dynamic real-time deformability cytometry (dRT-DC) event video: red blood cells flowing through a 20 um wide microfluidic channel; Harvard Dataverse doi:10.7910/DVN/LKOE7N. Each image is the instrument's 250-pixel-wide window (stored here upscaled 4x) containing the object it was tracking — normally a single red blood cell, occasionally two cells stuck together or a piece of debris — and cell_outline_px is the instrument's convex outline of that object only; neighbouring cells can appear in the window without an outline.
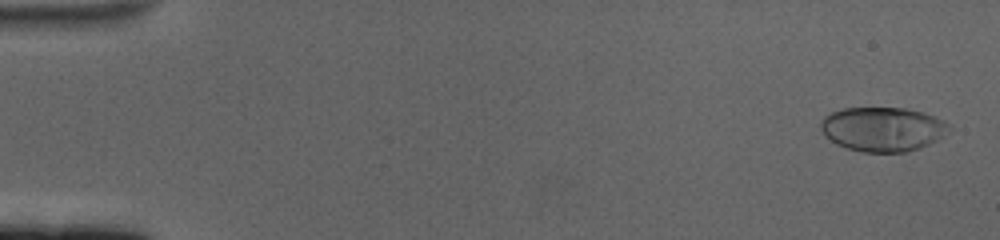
{"species": "human", "species_latin": "Homo sapiens", "temperature_condition": "cold", "stored_images_in_passage": 60, "camera_frame_rate_fps": 3000, "um_per_image_px": 0.085, "donor": {"sex": "female"}, "frame": {"image": 1, "passage_image": 2, "time_ms": 0.333, "image_size_px": [1000, 240], "cell_outline_px": [[952, 128], [936, 140], [920, 148], [904, 152], [864, 152], [848, 148], [836, 144], [824, 136], [820, 128], [820, 124], [824, 116], [832, 112], [844, 108], [904, 108], [924, 112], [936, 116], [944, 120]], "centroid_in_image_um": [75.02, 10.97], "position_along_channel_um": 10.0, "area_um2": 33.18}}
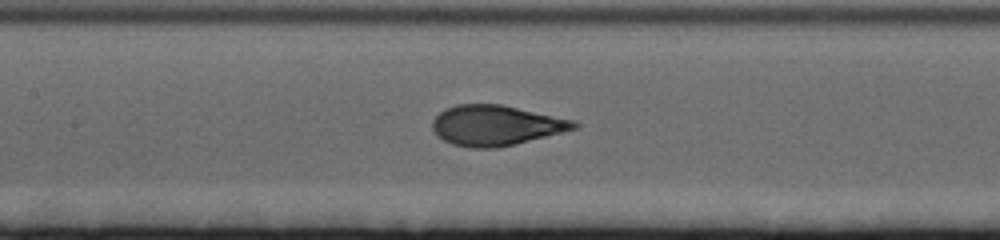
{"frame": {"image": 2, "passage_image": 29, "time_ms": 9.333, "image_size_px": [1000, 240], "cell_outline_px": [[580, 124], [576, 128], [516, 144], [496, 148], [472, 148], [452, 144], [444, 140], [432, 128], [432, 120], [444, 108], [456, 104], [500, 104], [576, 120]], "centroid_in_image_um": [42.15, 10.65], "position_along_channel_um": 165.3, "area_um2": 33.12}}
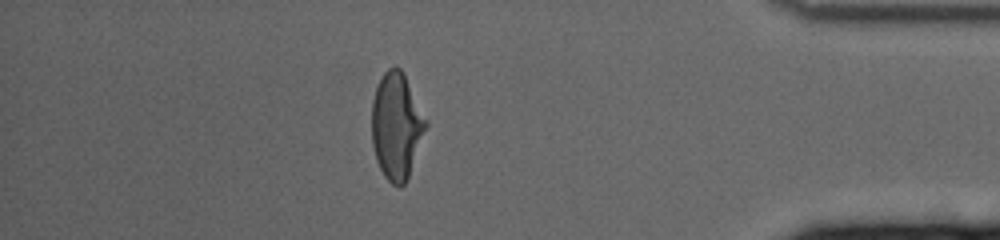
{"frame": {"image": 3, "passage_image": 53, "time_ms": 17.333, "image_size_px": [1000, 240], "cell_outline_px": [[428, 124], [408, 176], [404, 184], [400, 188], [392, 184], [384, 176], [376, 160], [372, 144], [372, 100], [376, 88], [384, 72], [388, 68], [400, 68], [404, 72], [428, 120]], "centroid_in_image_um": [33.71, 10.7], "position_along_channel_um": 401.5, "area_um2": 33.58}, "authors_computed_cell_mechanics": {"area_um2": 33.0905, "velocity_mm_per_s": 3.3802, "shape_relaxation_time_tau1_ms": 3.8966, "shape_relaxation_time_tau2_ms": null, "deformation_change_tau1": 0.1747, "deformation_change_tau2": null}}